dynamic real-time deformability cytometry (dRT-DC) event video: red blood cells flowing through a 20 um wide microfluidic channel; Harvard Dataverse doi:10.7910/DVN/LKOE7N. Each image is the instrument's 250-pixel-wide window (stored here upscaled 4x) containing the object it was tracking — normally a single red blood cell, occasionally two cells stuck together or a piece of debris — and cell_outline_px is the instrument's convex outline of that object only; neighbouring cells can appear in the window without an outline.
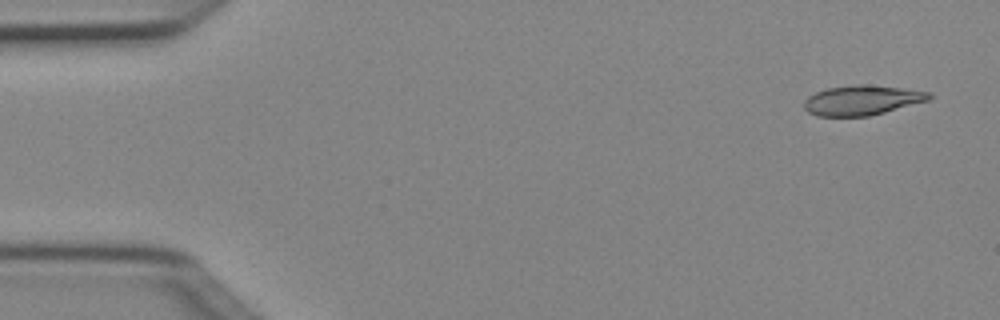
{"species": "Egyptian fruit bat (a non-hibernating species)", "species_latin": "Rousettus aegyptiacus", "temperature_condition": "cold", "stored_images_in_passage": 4, "camera_frame_rate_fps": 3000, "um_per_image_px": 0.085, "animal": {"sex": "female"}, "frame": {"image": 1, "passage_image": 1, "time_ms": 0.0, "image_size_px": [1000, 320], "cell_outline_px": [[932, 100], [868, 116], [816, 116], [808, 112], [804, 108], [804, 100], [808, 96], [816, 92], [828, 88], [856, 84], [860, 84], [900, 88], [932, 92]], "centroid_in_image_um": [73.29, 8.52], "position_along_channel_um": 11.7, "area_um2": 21.73}}
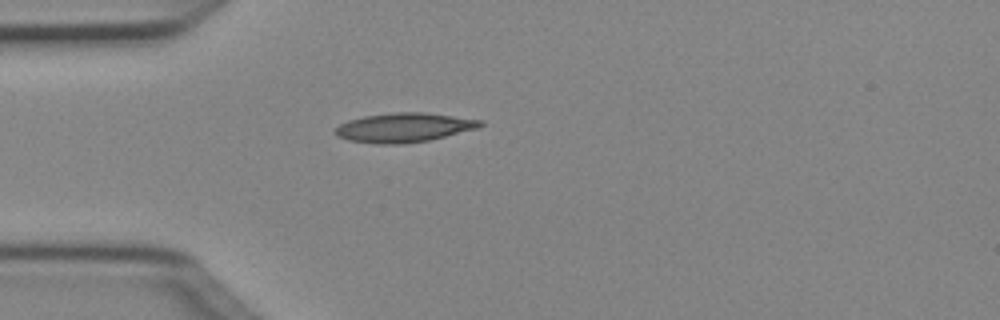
{"frame": {"image": 2, "passage_image": 4, "time_ms": 1.0, "image_size_px": [1000, 320], "cell_outline_px": [[484, 124], [480, 128], [428, 140], [400, 144], [376, 144], [348, 140], [336, 136], [332, 132], [340, 124], [348, 120], [364, 116], [396, 112], [424, 112], [484, 120]], "centroid_in_image_um": [34.34, 10.84], "position_along_channel_um": 50.7, "area_um2": 24.85}}